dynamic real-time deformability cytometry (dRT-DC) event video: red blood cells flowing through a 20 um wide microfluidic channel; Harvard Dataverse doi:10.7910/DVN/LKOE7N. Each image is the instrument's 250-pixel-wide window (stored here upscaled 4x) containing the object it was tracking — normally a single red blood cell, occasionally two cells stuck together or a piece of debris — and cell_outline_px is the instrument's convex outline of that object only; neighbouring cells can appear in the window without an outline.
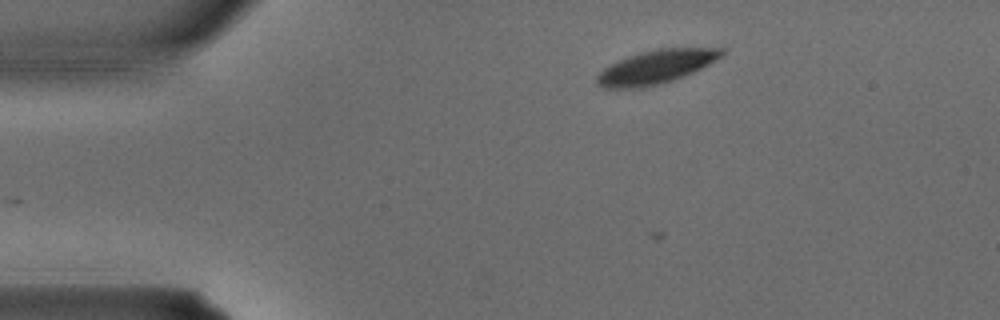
{"species": "common noctule bat (a hibernating species)", "species_latin": "Nyctalus noctula", "temperature_condition": "warm", "stored_images_in_passage": 2, "camera_frame_rate_fps": 3000, "um_per_image_px": 0.085, "animal": {"sex": "male", "body_mass_g": 15.6}, "frame": {"image": 1, "passage_image": 1, "time_ms": 0.0, "image_size_px": [1000, 320], "cell_outline_px": [[724, 52], [720, 56], [708, 64], [684, 76], [660, 84], [640, 88], [604, 88], [596, 84], [596, 76], [608, 64], [628, 56], [640, 52], [660, 48], [724, 48]], "centroid_in_image_um": [55.69, 5.69], "position_along_channel_um": 29.3, "area_um2": 24.22}}